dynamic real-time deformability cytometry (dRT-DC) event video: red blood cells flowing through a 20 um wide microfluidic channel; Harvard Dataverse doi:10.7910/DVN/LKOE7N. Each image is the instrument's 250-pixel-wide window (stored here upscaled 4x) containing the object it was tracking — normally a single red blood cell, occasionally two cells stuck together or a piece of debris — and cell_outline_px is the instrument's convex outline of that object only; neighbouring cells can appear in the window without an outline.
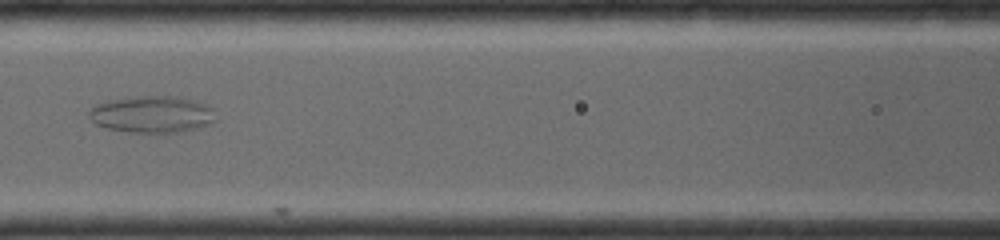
{"species": "common noctule bat (a hibernating species)", "species_latin": "Nyctalus noctula", "temperature_condition": "room temperature", "stored_images_in_passage": 6, "camera_frame_rate_fps": 4000, "um_per_image_px": 0.085, "animal": {"sex": "female", "body_mass_g": 19.0, "forearm_length_mm": 56.7}, "frame": {"image": 1, "passage_image": 4, "time_ms": 2.5, "image_size_px": [1000, 240], "cell_outline_px": [[216, 120], [212, 124], [200, 128], [176, 132], [132, 132], [104, 128], [96, 124], [88, 116], [88, 112], [96, 104], [108, 100], [140, 96], [180, 96], [208, 104], [212, 108]], "centroid_in_image_um": [12.96, 9.71], "position_along_channel_um": 153.6, "area_um2": 27.4}}
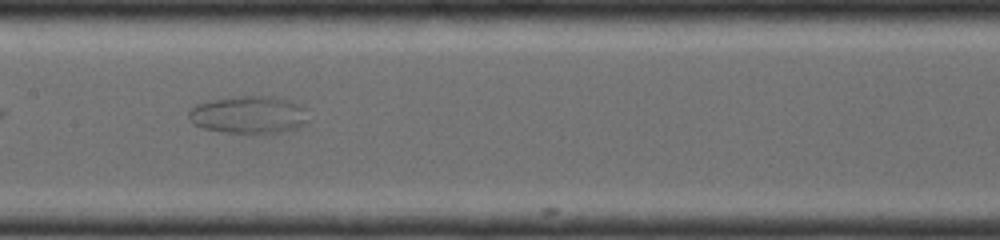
{"frame": {"image": 2, "passage_image": 5, "time_ms": 3.25, "image_size_px": [1000, 240], "cell_outline_px": [[308, 124], [300, 128], [280, 132], [224, 132], [204, 128], [192, 124], [188, 120], [188, 112], [196, 104], [212, 100], [240, 96], [272, 96], [292, 100], [308, 108]], "centroid_in_image_um": [21.22, 9.74], "position_along_channel_um": 186.2, "area_um2": 26.47}}